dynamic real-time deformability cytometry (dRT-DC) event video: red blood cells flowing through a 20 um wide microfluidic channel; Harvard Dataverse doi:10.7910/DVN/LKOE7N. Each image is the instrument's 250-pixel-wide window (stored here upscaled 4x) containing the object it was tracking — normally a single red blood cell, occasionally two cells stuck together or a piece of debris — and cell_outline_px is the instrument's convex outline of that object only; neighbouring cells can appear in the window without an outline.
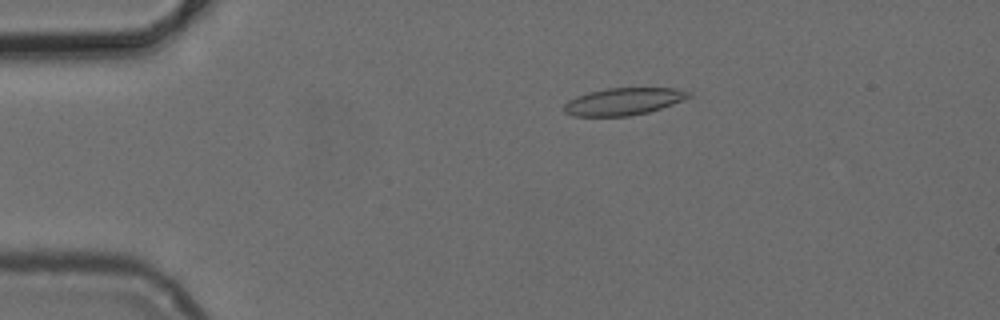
{"species": "common noctule bat (a hibernating species)", "species_latin": "Nyctalus noctula", "temperature_condition": "cold", "stored_images_in_passage": 51, "camera_frame_rate_fps": 3000, "um_per_image_px": 0.085, "animal": {"sex": "female", "body_mass_g": 24.6, "forearm_length_mm": 56.2}, "frame": {"image": 1, "passage_image": 10, "time_ms": 3.0, "image_size_px": [1000, 320], "cell_outline_px": [[692, 96], [672, 104], [648, 112], [628, 116], [572, 116], [564, 112], [564, 104], [568, 100], [576, 96], [588, 92], [604, 88], [676, 88], [692, 92]], "centroid_in_image_um": [52.98, 8.62], "position_along_channel_um": 32.0, "area_um2": 19.83}}
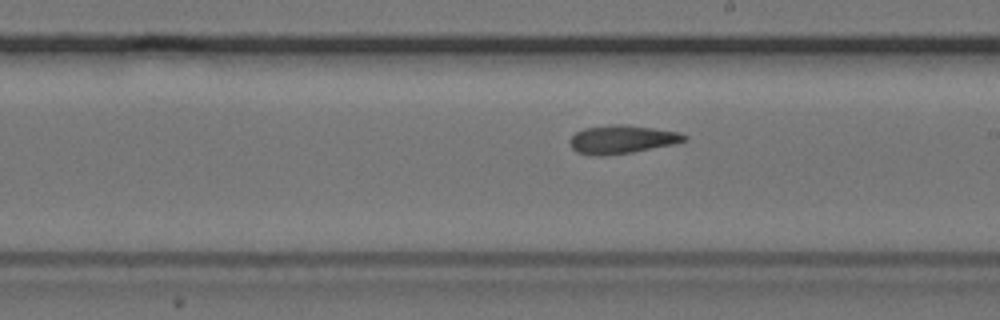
{"frame": {"image": 2, "passage_image": 29, "time_ms": 9.333, "image_size_px": [1000, 320], "cell_outline_px": [[688, 140], [676, 144], [632, 152], [604, 156], [596, 156], [576, 152], [572, 148], [568, 140], [576, 132], [584, 128], [612, 124], [624, 124], [680, 132], [688, 136]], "centroid_in_image_um": [52.88, 11.85], "position_along_channel_um": 236.1, "area_um2": 19.13}}
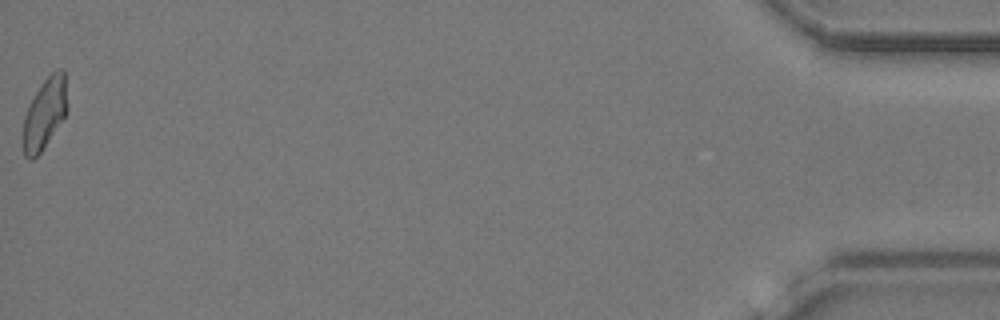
{"frame": {"image": 3, "passage_image": 51, "time_ms": 16.667, "image_size_px": [1000, 320], "cell_outline_px": [[68, 112], [40, 152], [32, 160], [28, 160], [24, 156], [20, 136], [24, 116], [36, 92], [44, 80], [56, 68], [64, 68], [68, 104]], "centroid_in_image_um": [3.78, 9.67], "position_along_channel_um": 431.4, "area_um2": 18.67}}